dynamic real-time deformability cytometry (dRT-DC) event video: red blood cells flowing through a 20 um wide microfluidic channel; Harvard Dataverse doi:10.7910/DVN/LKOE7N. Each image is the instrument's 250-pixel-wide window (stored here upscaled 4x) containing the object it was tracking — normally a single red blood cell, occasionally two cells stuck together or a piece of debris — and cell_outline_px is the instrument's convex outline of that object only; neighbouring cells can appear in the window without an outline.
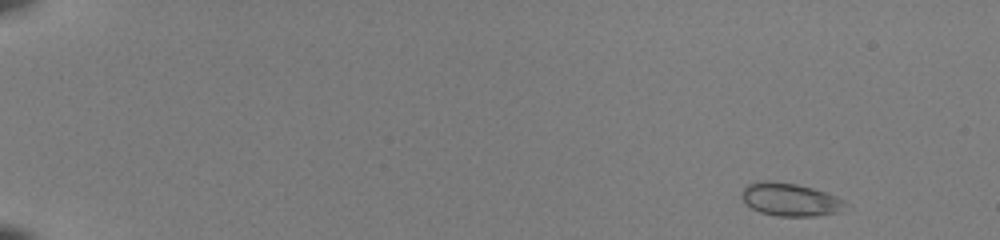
{"species": "common noctule bat (a hibernating species)", "species_latin": "Nyctalus noctula", "temperature_condition": "room temperature", "stored_images_in_passage": 49, "camera_frame_rate_fps": 3000, "um_per_image_px": 0.085, "animal": {"sex": "female", "body_mass_g": 22.0, "forearm_length_mm": 56.7}, "frame": {"image": 1, "passage_image": 2, "time_ms": 0.333, "image_size_px": [1000, 240], "cell_outline_px": [[844, 200], [836, 212], [816, 216], [780, 216], [760, 212], [752, 208], [740, 196], [744, 188], [748, 184], [756, 180], [772, 180], [796, 184], [812, 188], [836, 196]], "centroid_in_image_um": [67.06, 16.93], "position_along_channel_um": 17.9, "area_um2": 19.54}}
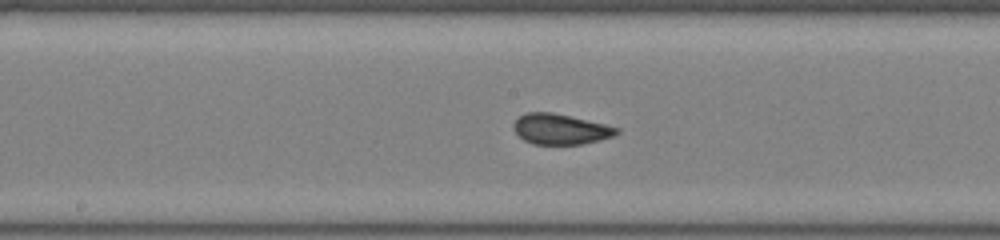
{"frame": {"image": 2, "passage_image": 27, "time_ms": 8.667, "image_size_px": [1000, 240], "cell_outline_px": [[620, 132], [612, 136], [600, 140], [580, 144], [532, 144], [524, 140], [512, 128], [512, 124], [524, 112], [552, 112], [604, 124], [620, 128]], "centroid_in_image_um": [47.61, 10.97], "position_along_channel_um": 200.6, "area_um2": 18.21}}
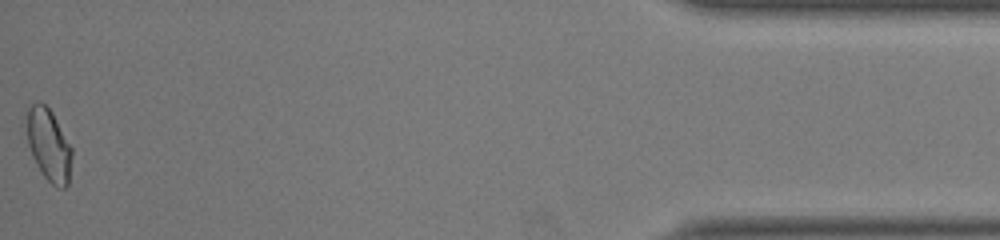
{"frame": {"image": 3, "passage_image": 49, "time_ms": 16.0, "image_size_px": [1000, 240], "cell_outline_px": [[72, 156], [68, 184], [64, 188], [60, 188], [52, 184], [44, 176], [32, 156], [20, 124], [28, 108], [36, 100], [40, 100], [52, 112], [72, 148]], "centroid_in_image_um": [4.05, 12.23], "position_along_channel_um": 431.1, "area_um2": 19.83}}